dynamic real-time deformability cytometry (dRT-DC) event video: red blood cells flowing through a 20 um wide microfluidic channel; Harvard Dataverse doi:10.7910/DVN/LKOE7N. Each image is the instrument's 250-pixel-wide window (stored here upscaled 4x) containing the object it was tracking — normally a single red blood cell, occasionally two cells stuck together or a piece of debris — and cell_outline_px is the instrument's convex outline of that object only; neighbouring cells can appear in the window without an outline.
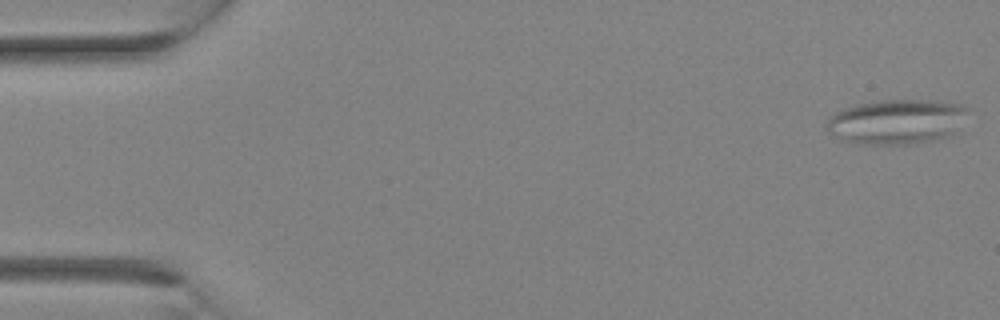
{"species": "Egyptian fruit bat (a non-hibernating species)", "species_latin": "Rousettus aegyptiacus", "temperature_condition": "room temperature", "stored_images_in_passage": 6, "camera_frame_rate_fps": 3000, "um_per_image_px": 0.085, "animal": {"sex": "female"}, "frame": {"image": 1, "passage_image": 1, "time_ms": 0.0, "image_size_px": [1000, 320], "cell_outline_px": [[968, 108], [952, 132], [948, 136], [932, 140], [912, 144], [856, 144], [840, 140], [828, 132], [824, 128], [828, 116], [844, 108], [856, 104], [880, 100], [948, 100], [964, 104]], "centroid_in_image_um": [76.13, 10.33], "position_along_channel_um": 8.9, "area_um2": 37.11}}